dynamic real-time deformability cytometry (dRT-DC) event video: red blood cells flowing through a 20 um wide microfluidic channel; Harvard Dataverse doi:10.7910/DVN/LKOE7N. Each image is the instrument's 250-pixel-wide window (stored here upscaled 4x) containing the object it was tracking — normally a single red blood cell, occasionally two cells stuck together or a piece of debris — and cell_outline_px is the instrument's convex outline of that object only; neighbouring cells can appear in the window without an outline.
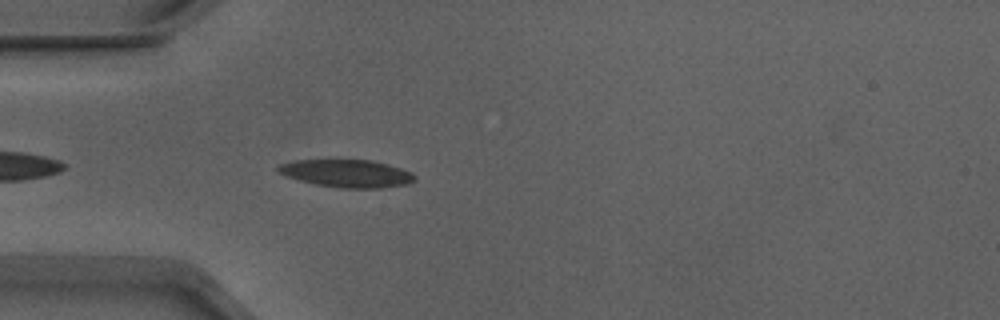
{"species": "Egyptian fruit bat (a non-hibernating species)", "species_latin": "Rousettus aegyptiacus", "temperature_condition": "warm", "stored_images_in_passage": 37, "camera_frame_rate_fps": 3000, "um_per_image_px": 0.085, "animal": {"sex": "male"}, "frame": {"image": 1, "passage_image": 1, "time_ms": 0.0, "image_size_px": [1000, 320], "cell_outline_px": [[416, 180], [408, 184], [380, 188], [340, 188], [316, 184], [300, 180], [288, 176], [280, 172], [276, 168], [280, 164], [296, 160], [336, 156], [372, 160], [388, 164], [412, 172], [416, 176]], "centroid_in_image_um": [29.49, 14.68], "position_along_channel_um": 55.5, "area_um2": 23.0}}
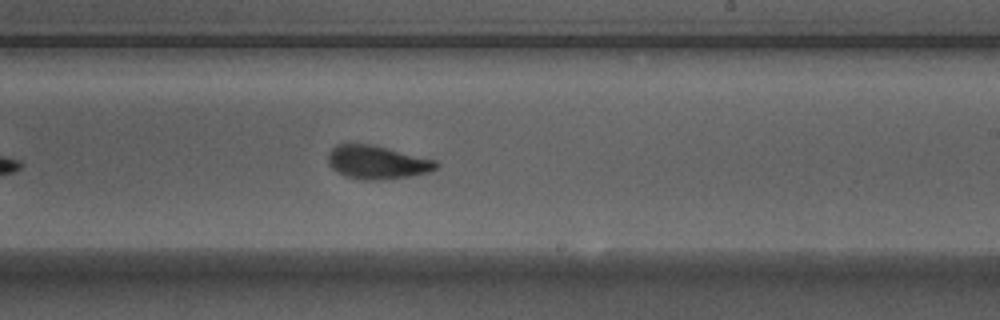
{"frame": {"image": 2, "passage_image": 17, "time_ms": 5.333, "image_size_px": [1000, 320], "cell_outline_px": [[440, 164], [432, 172], [408, 176], [380, 180], [364, 180], [344, 176], [332, 168], [328, 164], [328, 152], [336, 144], [372, 144], [436, 160]], "centroid_in_image_um": [32.05, 13.79], "position_along_channel_um": 256.9, "area_um2": 21.15}}
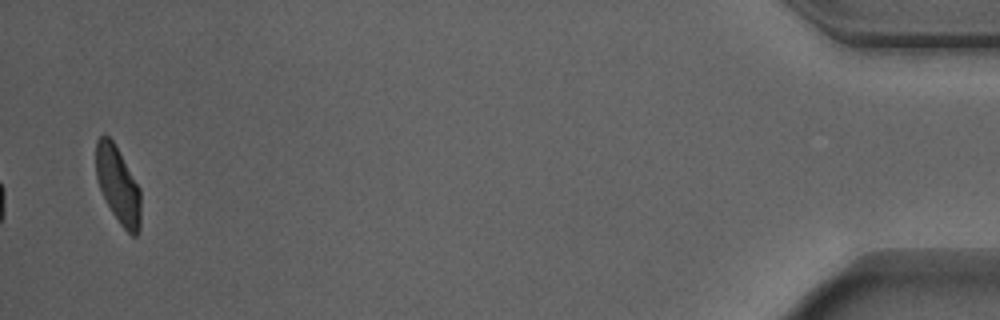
{"frame": {"image": 3, "passage_image": 37, "time_ms": 12.0, "image_size_px": [1000, 320], "cell_outline_px": [[140, 232], [136, 236], [132, 236], [120, 224], [112, 212], [100, 188], [96, 176], [96, 140], [100, 136], [108, 136], [112, 140], [140, 188]], "centroid_in_image_um": [10.04, 15.76], "position_along_channel_um": 425.2, "area_um2": 19.71}, "authors_computed_cell_mechanics": {"area_um2": 21.4438, "velocity_mm_per_s": 3.8919, "shape_relaxation_time_tau1_ms": 3.8477, "shape_relaxation_time_tau2_ms": 1.2544, "deformation_change_tau1": 0.1695, "deformation_change_tau2": 0.0781}}